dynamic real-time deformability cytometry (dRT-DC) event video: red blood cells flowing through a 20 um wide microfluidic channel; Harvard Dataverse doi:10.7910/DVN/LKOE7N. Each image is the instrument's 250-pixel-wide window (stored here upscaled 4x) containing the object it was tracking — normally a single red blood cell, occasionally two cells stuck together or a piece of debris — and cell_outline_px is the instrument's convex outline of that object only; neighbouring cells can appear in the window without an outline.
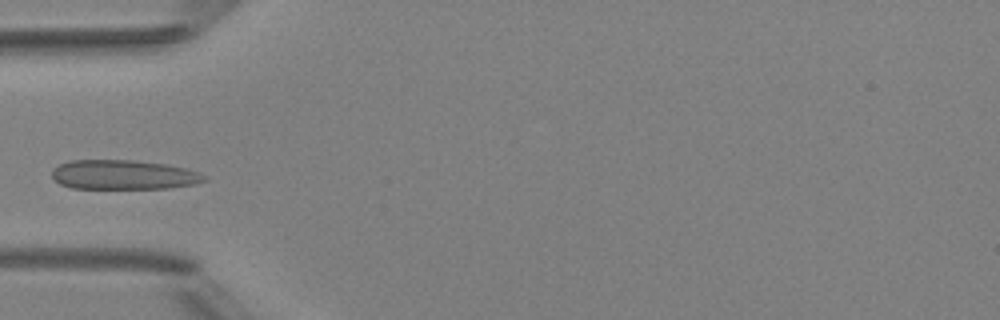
{"species": "Egyptian fruit bat (a non-hibernating species)", "species_latin": "Rousettus aegyptiacus", "temperature_condition": "room temperature", "stored_images_in_passage": 4, "camera_frame_rate_fps": 3000, "um_per_image_px": 0.085, "animal": {"sex": "female"}, "frame": {"image": 1, "passage_image": 4, "time_ms": 3.333, "image_size_px": [1000, 320], "cell_outline_px": [[208, 180], [196, 184], [168, 188], [72, 188], [60, 184], [52, 176], [52, 168], [60, 164], [72, 160], [132, 160], [164, 164], [184, 168], [200, 172], [208, 176]], "centroid_in_image_um": [10.53, 14.85], "position_along_channel_um": 74.5, "area_um2": 26.18}}